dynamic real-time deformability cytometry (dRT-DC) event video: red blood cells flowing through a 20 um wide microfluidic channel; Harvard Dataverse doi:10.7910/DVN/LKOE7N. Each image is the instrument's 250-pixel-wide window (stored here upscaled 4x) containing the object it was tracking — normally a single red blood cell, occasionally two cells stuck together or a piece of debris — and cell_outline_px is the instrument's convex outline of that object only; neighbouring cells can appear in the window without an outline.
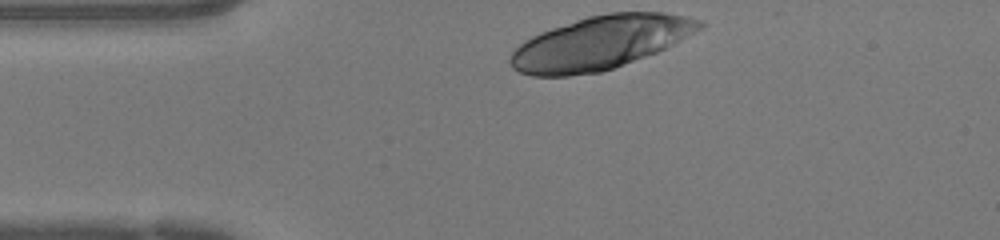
{"species": "human", "species_latin": "Homo sapiens", "temperature_condition": "warm", "stored_images_in_passage": 29, "camera_frame_rate_fps": 3000, "um_per_image_px": 0.085, "donor": {"sex": "female"}, "frame": {"image": 1, "passage_image": 1, "time_ms": 0.0, "image_size_px": [1000, 240], "cell_outline_px": [[708, 24], [680, 40], [656, 52], [612, 68], [600, 72], [568, 76], [532, 76], [520, 72], [512, 68], [508, 60], [512, 52], [524, 40], [540, 32], [588, 16], [608, 12], [664, 12], [684, 16], [700, 20]], "centroid_in_image_um": [50.99, 3.63], "position_along_channel_um": 34.0, "area_um2": 58.44}}
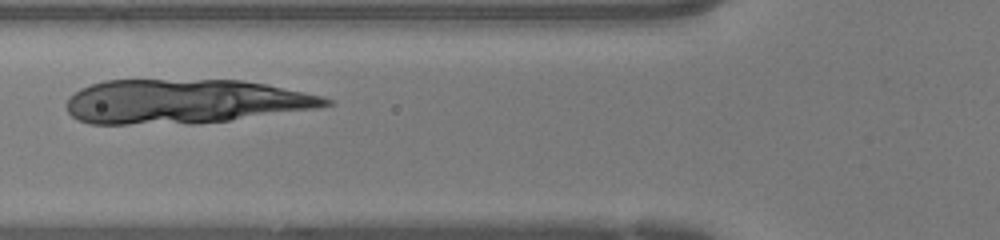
{"frame": {"image": 2, "passage_image": 9, "time_ms": 2.667, "image_size_px": [1000, 240], "cell_outline_px": [[332, 104], [316, 108], [228, 120], [196, 124], [88, 124], [76, 120], [68, 112], [64, 104], [80, 88], [104, 80], [240, 80], [264, 84], [324, 96], [332, 100]], "centroid_in_image_um": [15.63, 8.63], "position_along_channel_um": 110.2, "area_um2": 66.93}}